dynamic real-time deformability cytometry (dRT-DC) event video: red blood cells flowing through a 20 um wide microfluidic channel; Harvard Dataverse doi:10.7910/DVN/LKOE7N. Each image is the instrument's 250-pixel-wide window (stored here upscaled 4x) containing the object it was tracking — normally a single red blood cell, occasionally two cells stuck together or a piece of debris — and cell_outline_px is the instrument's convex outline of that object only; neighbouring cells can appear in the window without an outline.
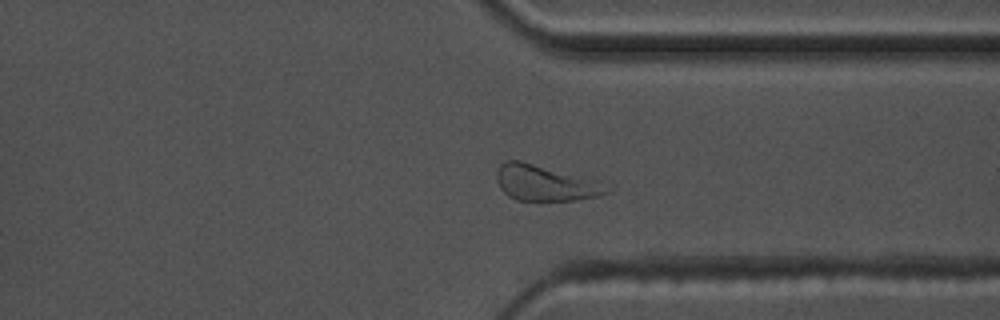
{"species": "common noctule bat (a hibernating species)", "species_latin": "Nyctalus noctula", "temperature_condition": "warm", "stored_images_in_passage": 41, "camera_frame_rate_fps": 3000, "um_per_image_px": 0.085, "animal": {"sex": "male", "body_mass_g": 17.5, "forearm_length_mm": 52.3}, "frame": {"image": 1, "passage_image": 27, "time_ms": 8.667, "image_size_px": [1000, 320], "cell_outline_px": [[616, 184], [612, 192], [600, 196], [576, 200], [516, 200], [508, 196], [500, 188], [496, 180], [496, 172], [500, 164], [504, 160], [520, 160]], "centroid_in_image_um": [46.48, 15.55], "position_along_channel_um": 364.9, "area_um2": 23.81}}
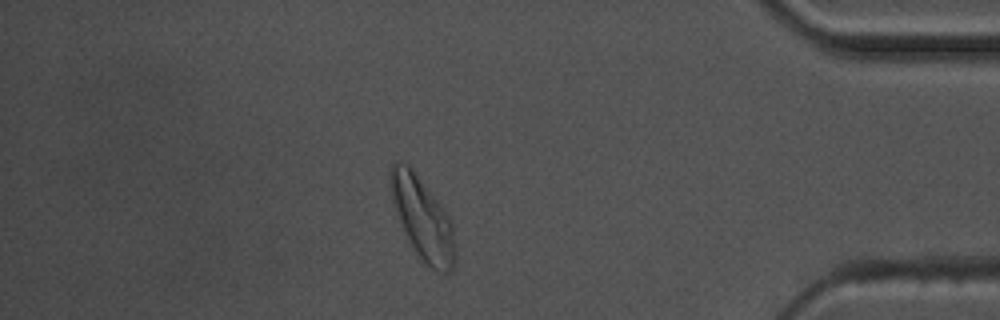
{"frame": {"image": 2, "passage_image": 33, "time_ms": 10.667, "image_size_px": [1000, 320], "cell_outline_px": [[456, 260], [452, 268], [448, 272], [436, 272], [416, 252], [396, 212], [388, 180], [388, 172], [392, 164], [396, 160], [400, 160], [408, 164], [412, 168], [444, 208], [452, 224], [456, 248]], "centroid_in_image_um": [35.92, 18.51], "position_along_channel_um": 399.3, "area_um2": 30.63}}
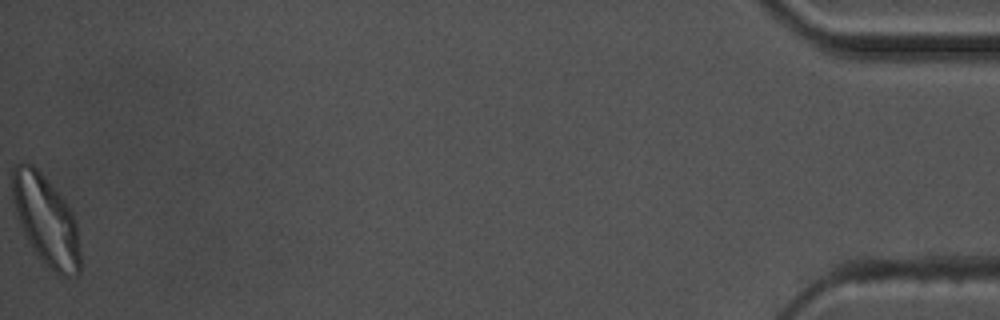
{"frame": {"image": 3, "passage_image": 41, "time_ms": 13.333, "image_size_px": [1000, 320], "cell_outline_px": [[80, 272], [76, 276], [64, 276], [56, 272], [36, 252], [28, 240], [20, 224], [12, 200], [12, 168], [16, 164], [24, 160], [28, 160], [40, 172], [68, 204], [76, 220], [80, 248]], "centroid_in_image_um": [3.91, 18.66], "position_along_channel_um": 431.3, "area_um2": 35.2}, "authors_computed_cell_mechanics": {"area_um2": 22.5998, "velocity_mm_per_s": 3.5376, "shape_relaxation_time_tau1_ms": 5.3831, "shape_relaxation_time_tau2_ms": 2.0988, "deformation_change_tau1": 0.1811, "deformation_change_tau2": 0.0962}}